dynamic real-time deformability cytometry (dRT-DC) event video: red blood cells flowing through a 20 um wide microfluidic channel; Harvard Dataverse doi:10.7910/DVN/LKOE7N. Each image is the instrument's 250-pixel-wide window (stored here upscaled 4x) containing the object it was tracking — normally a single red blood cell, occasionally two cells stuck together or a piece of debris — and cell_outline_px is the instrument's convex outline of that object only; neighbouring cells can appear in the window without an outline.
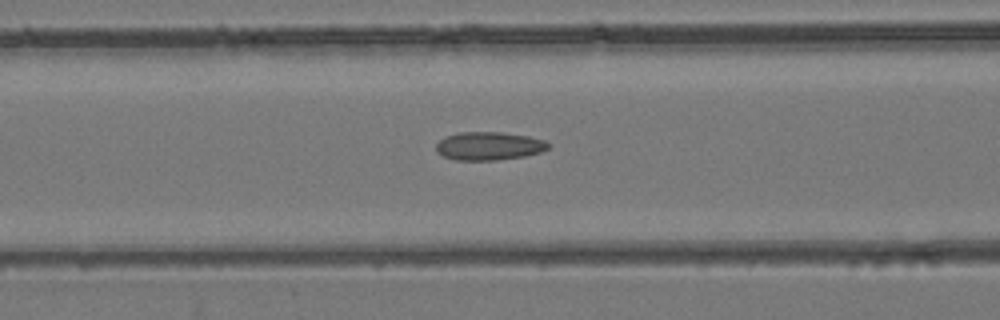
{"species": "common noctule bat (a hibernating species)", "species_latin": "Nyctalus noctula", "temperature_condition": "room temperature", "stored_images_in_passage": 42, "camera_frame_rate_fps": 3000, "um_per_image_px": 0.085, "animal": {"sex": "female", "body_mass_g": 24.6, "forearm_length_mm": 56.2}, "frame": {"image": 1, "passage_image": 16, "time_ms": 5.0, "image_size_px": [1000, 320], "cell_outline_px": [[552, 144], [548, 148], [540, 152], [524, 156], [496, 160], [456, 160], [444, 156], [436, 152], [436, 144], [444, 136], [460, 132], [500, 132], [528, 136], [544, 140]], "centroid_in_image_um": [41.55, 12.4], "position_along_channel_um": 125.0, "area_um2": 18.5}}
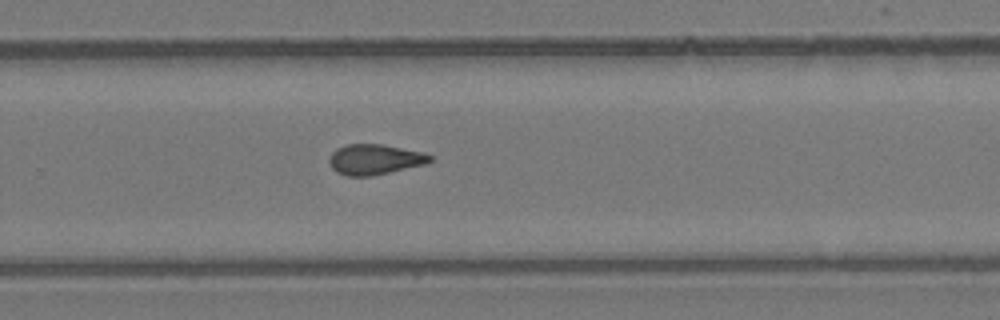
{"frame": {"image": 2, "passage_image": 27, "time_ms": 8.667, "image_size_px": [1000, 320], "cell_outline_px": [[432, 160], [424, 164], [372, 176], [348, 176], [336, 172], [332, 168], [328, 160], [332, 152], [336, 148], [348, 144], [380, 144], [424, 152], [432, 156]], "centroid_in_image_um": [31.82, 13.55], "position_along_channel_um": 298.0, "area_um2": 17.74}}
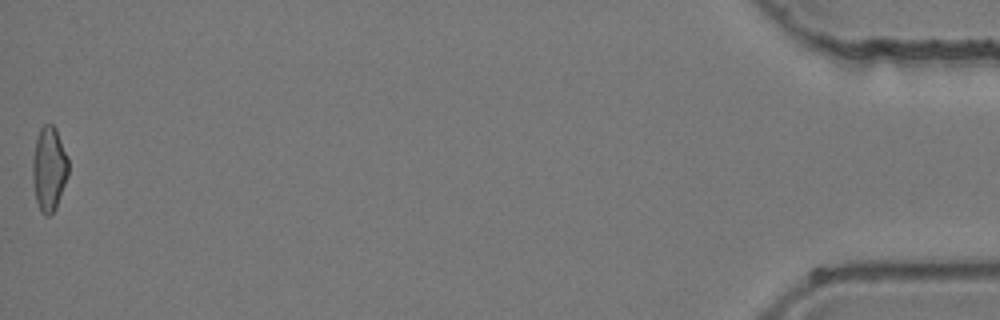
{"frame": {"image": 3, "passage_image": 42, "time_ms": 13.667, "image_size_px": [1000, 320], "cell_outline_px": [[68, 176], [56, 208], [48, 216], [44, 216], [40, 212], [36, 200], [32, 180], [32, 160], [36, 140], [40, 128], [44, 124], [52, 124], [56, 128], [68, 156]], "centroid_in_image_um": [4.17, 14.36], "position_along_channel_um": 431.0, "area_um2": 17.8}}